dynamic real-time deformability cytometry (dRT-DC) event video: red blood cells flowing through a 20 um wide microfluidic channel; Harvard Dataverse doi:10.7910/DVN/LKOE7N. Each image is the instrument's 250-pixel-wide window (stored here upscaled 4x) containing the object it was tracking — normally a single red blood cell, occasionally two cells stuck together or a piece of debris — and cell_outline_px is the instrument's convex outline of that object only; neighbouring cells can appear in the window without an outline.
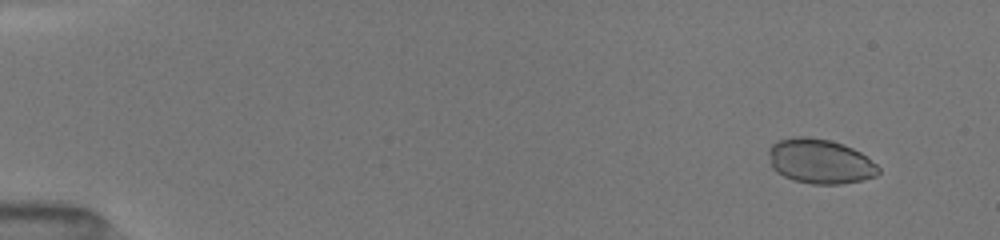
{"species": "common noctule bat (a hibernating species)", "species_latin": "Nyctalus noctula", "temperature_condition": "room temperature", "stored_images_in_passage": 33, "camera_frame_rate_fps": 3000, "um_per_image_px": 0.085, "animal": {"sex": "female", "body_mass_g": 19.5, "forearm_length_mm": 54.1}, "frame": {"image": 1, "passage_image": 3, "time_ms": 0.333, "image_size_px": [1000, 240], "cell_outline_px": [[880, 172], [876, 176], [860, 180], [840, 184], [812, 184], [792, 180], [776, 172], [772, 168], [768, 152], [768, 148], [776, 140], [792, 136], [808, 136], [828, 140], [844, 144], [860, 152], [876, 164], [880, 168]], "centroid_in_image_um": [69.67, 13.7], "position_along_channel_um": 15.3, "area_um2": 28.78}}
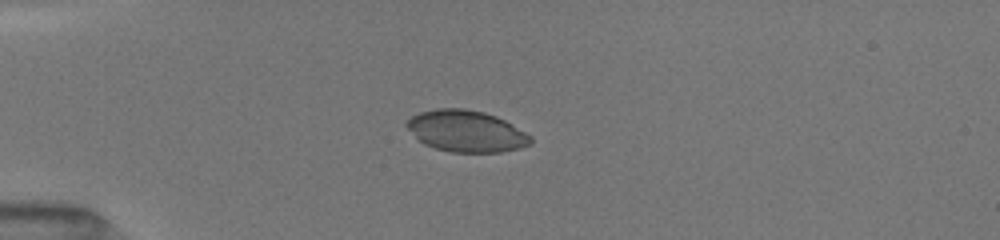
{"frame": {"image": 2, "passage_image": 25, "time_ms": 3.667, "image_size_px": [1000, 240], "cell_outline_px": [[532, 144], [520, 148], [500, 152], [452, 152], [436, 148], [424, 144], [404, 124], [412, 116], [420, 112], [436, 108], [464, 108], [484, 112], [496, 116], [512, 124], [532, 136]], "centroid_in_image_um": [39.66, 11.14], "position_along_channel_um": 45.3, "area_um2": 29.88}}